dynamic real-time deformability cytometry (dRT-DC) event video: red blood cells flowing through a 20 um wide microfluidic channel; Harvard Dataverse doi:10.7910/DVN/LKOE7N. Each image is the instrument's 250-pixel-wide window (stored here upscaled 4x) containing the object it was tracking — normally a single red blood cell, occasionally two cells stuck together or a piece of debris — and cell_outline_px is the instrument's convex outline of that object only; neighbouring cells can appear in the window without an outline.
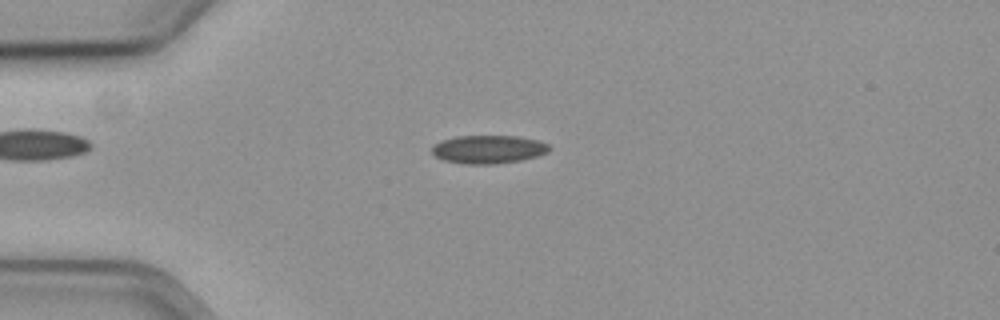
{"species": "common noctule bat (a hibernating species)", "species_latin": "Nyctalus noctula", "temperature_condition": "cold", "stored_images_in_passage": 44, "camera_frame_rate_fps": 3000, "um_per_image_px": 0.085, "animal": {"sex": "female", "body_mass_g": 19.3, "forearm_length_mm": 54.1}, "frame": {"image": 1, "passage_image": 1, "time_ms": 0.0, "image_size_px": [1000, 320], "cell_outline_px": [[552, 148], [548, 152], [536, 156], [520, 160], [496, 164], [468, 164], [444, 160], [436, 156], [432, 152], [432, 148], [436, 144], [444, 140], [456, 136], [516, 136], [536, 140], [548, 144]], "centroid_in_image_um": [41.54, 12.69], "position_along_channel_um": 43.5, "area_um2": 19.07}}
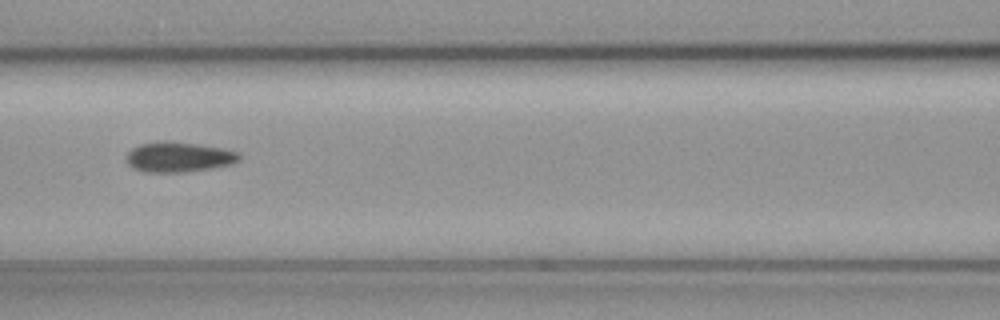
{"frame": {"image": 2, "passage_image": 12, "time_ms": 3.667, "image_size_px": [1000, 320], "cell_outline_px": [[240, 160], [232, 164], [208, 168], [180, 172], [144, 172], [132, 168], [124, 160], [128, 152], [132, 148], [140, 144], [160, 140], [168, 140], [224, 148], [240, 152]], "centroid_in_image_um": [15.15, 13.33], "position_along_channel_um": 151.4, "area_um2": 20.0}}
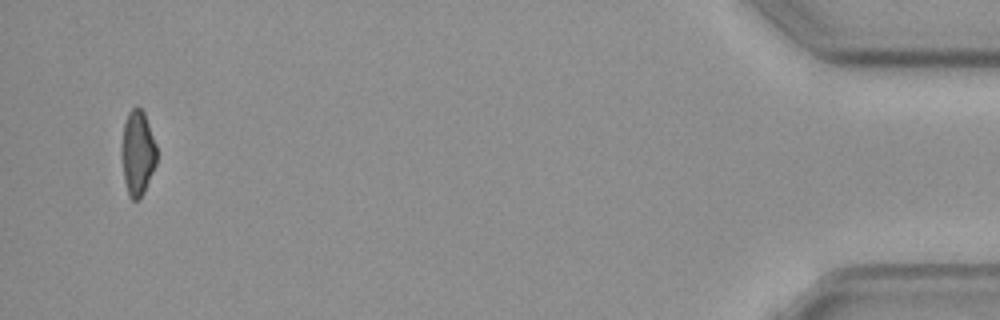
{"frame": {"image": 3, "passage_image": 42, "time_ms": 13.667, "image_size_px": [1000, 320], "cell_outline_px": [[156, 164], [144, 192], [136, 200], [132, 200], [128, 196], [124, 180], [120, 156], [120, 148], [124, 124], [128, 112], [136, 104], [144, 112], [156, 144]], "centroid_in_image_um": [11.67, 12.98], "position_along_channel_um": 423.5, "area_um2": 17.63}, "authors_computed_cell_mechanics": {"area_um2": 18.8717, "velocity_mm_per_s": 3.5901, "shape_relaxation_time_tau1_ms": null, "shape_relaxation_time_tau2_ms": 7.2438, "deformation_change_tau1": null, "deformation_change_tau2": 0.1226}}